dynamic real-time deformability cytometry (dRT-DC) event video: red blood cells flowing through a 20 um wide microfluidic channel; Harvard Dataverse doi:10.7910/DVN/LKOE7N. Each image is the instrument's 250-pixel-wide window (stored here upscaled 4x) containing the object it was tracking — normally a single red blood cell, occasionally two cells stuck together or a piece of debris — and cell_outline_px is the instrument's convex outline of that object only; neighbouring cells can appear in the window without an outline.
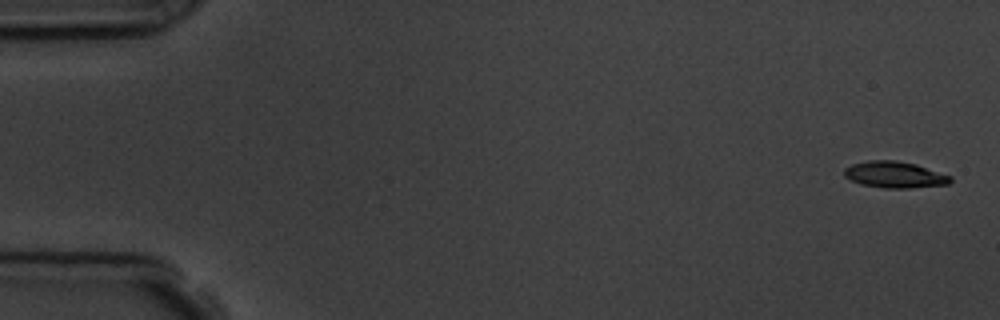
{"species": "common noctule bat (a hibernating species)", "species_latin": "Nyctalus noctula", "temperature_condition": "room temperature", "stored_images_in_passage": 4, "camera_frame_rate_fps": 3000, "um_per_image_px": 0.085, "animal": {"sex": "male", "body_mass_g": 19.5, "forearm_length_mm": 54.6}, "frame": {"image": 1, "passage_image": 1, "time_ms": 0.0, "image_size_px": [1000, 320], "cell_outline_px": [[952, 180], [948, 184], [908, 188], [884, 188], [860, 184], [844, 176], [844, 168], [852, 164], [868, 160], [896, 160], [916, 164], [952, 176]], "centroid_in_image_um": [76.04, 14.84], "position_along_channel_um": 9.0, "area_um2": 16.36}}
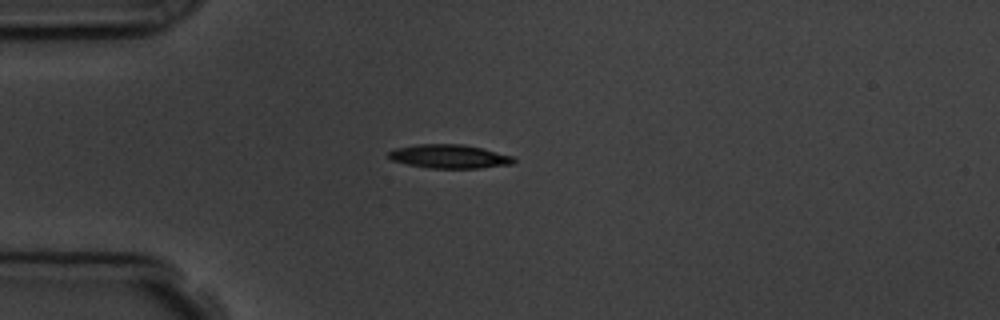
{"frame": {"image": 2, "passage_image": 4, "time_ms": 4.333, "image_size_px": [1000, 320], "cell_outline_px": [[516, 160], [512, 164], [480, 168], [432, 168], [408, 164], [392, 160], [384, 156], [388, 152], [396, 148], [416, 144], [464, 144], [512, 156]], "centroid_in_image_um": [38.15, 13.29], "position_along_channel_um": 46.9, "area_um2": 17.22}}